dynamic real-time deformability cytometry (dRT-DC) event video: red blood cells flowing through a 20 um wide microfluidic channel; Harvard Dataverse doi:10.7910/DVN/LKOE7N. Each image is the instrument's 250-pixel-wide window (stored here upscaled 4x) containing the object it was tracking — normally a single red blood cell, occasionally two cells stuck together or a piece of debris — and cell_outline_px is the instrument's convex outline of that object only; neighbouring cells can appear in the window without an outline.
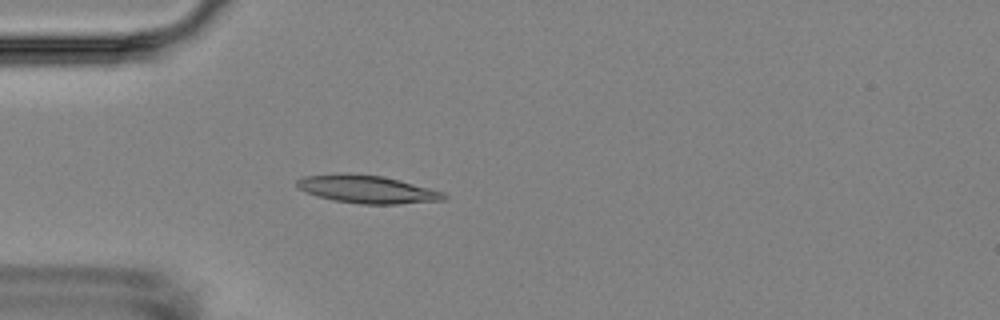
{"species": "Egyptian fruit bat (a non-hibernating species)", "species_latin": "Rousettus aegyptiacus", "temperature_condition": "room temperature", "stored_images_in_passage": 3, "camera_frame_rate_fps": 3000, "um_per_image_px": 0.085, "animal": {"sex": "female"}, "frame": {"image": 1, "passage_image": 3, "time_ms": 2.333, "image_size_px": [1000, 320], "cell_outline_px": [[448, 196], [444, 200], [396, 204], [360, 204], [332, 200], [316, 196], [304, 192], [296, 188], [296, 180], [304, 176], [380, 176], [400, 180], [444, 192]], "centroid_in_image_um": [31.24, 16.14], "position_along_channel_um": 53.8, "area_um2": 23.0}}